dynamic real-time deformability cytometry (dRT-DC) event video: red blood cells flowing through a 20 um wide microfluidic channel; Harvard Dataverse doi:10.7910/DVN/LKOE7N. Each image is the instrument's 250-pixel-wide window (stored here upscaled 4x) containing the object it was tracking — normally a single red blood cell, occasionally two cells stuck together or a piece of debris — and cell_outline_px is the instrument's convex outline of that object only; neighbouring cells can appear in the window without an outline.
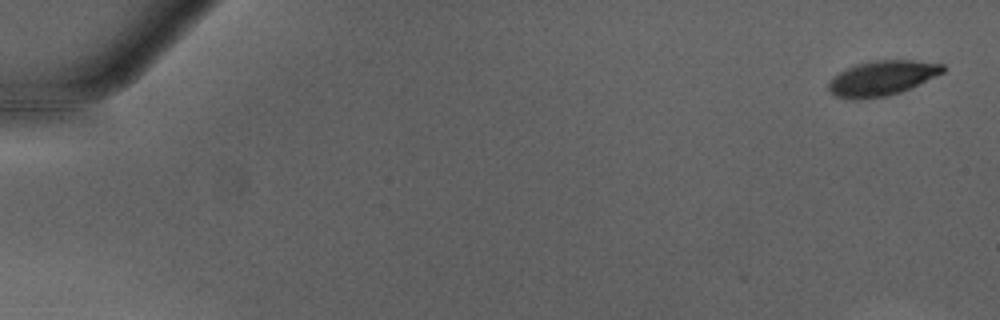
{"species": "Egyptian fruit bat (a non-hibernating species)", "species_latin": "Rousettus aegyptiacus", "temperature_condition": "warm", "stored_images_in_passage": 2, "camera_frame_rate_fps": 3000, "um_per_image_px": 0.085, "animal": {"sex": "male"}, "frame": {"image": 1, "passage_image": 2, "time_ms": 0.333, "image_size_px": [1000, 320], "cell_outline_px": [[944, 72], [900, 92], [888, 96], [856, 100], [852, 100], [836, 96], [828, 88], [828, 84], [832, 76], [856, 64], [876, 60], [912, 60], [944, 64]], "centroid_in_image_um": [74.94, 6.65], "position_along_channel_um": 10.1, "area_um2": 23.06}}